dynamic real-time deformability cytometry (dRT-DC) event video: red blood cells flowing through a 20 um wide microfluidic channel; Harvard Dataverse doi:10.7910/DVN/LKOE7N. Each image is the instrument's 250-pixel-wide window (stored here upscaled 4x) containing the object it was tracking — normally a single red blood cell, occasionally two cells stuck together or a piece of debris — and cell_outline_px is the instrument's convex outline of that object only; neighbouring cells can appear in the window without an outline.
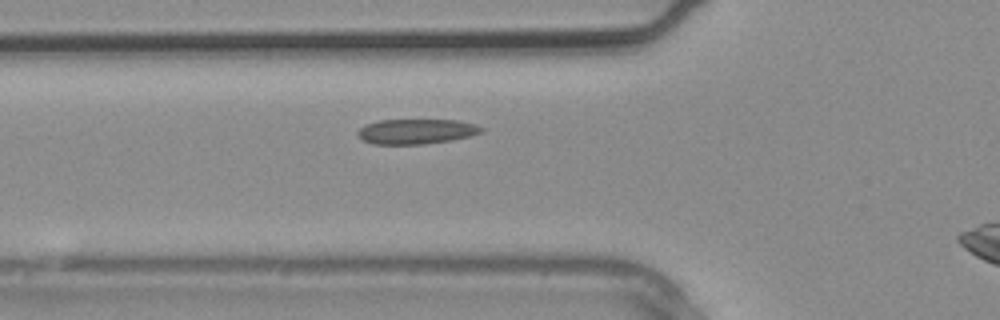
{"species": "common noctule bat (a hibernating species)", "species_latin": "Nyctalus noctula", "temperature_condition": "warm", "stored_images_in_passage": 4, "camera_frame_rate_fps": 3000, "um_per_image_px": 0.085, "animal": {"sex": "male", "body_mass_g": 20.4}, "frame": {"image": 1, "passage_image": 3, "time_ms": 0.667, "image_size_px": [1000, 320], "cell_outline_px": [[484, 132], [452, 140], [424, 144], [372, 144], [356, 136], [356, 132], [360, 128], [368, 124], [380, 120], [456, 120], [476, 124], [484, 128]], "centroid_in_image_um": [35.39, 11.17], "position_along_channel_um": 90.4, "area_um2": 18.03}}